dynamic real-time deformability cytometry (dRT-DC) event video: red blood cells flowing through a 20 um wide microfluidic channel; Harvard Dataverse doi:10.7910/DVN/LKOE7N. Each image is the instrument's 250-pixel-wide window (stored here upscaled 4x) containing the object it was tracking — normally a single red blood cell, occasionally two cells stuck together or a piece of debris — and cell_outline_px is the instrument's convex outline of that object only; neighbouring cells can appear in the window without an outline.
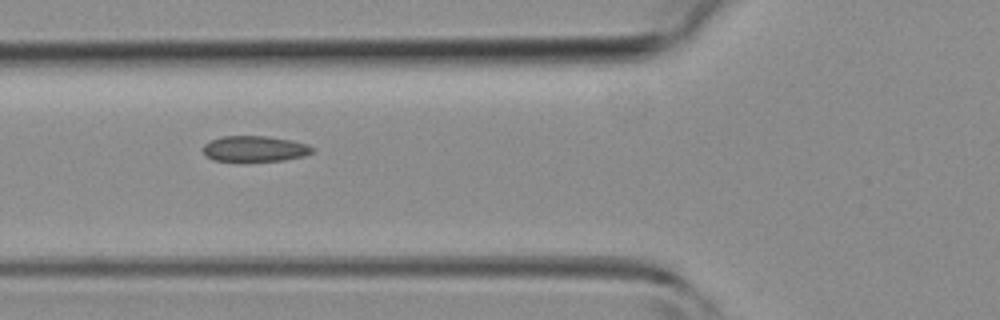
{"species": "common noctule bat (a hibernating species)", "species_latin": "Nyctalus noctula", "temperature_condition": "room temperature", "stored_images_in_passage": 5, "camera_frame_rate_fps": 3000, "um_per_image_px": 0.085, "animal": {"sex": "female", "body_mass_g": 19.3, "forearm_length_mm": 54.1}, "frame": {"image": 1, "passage_image": 5, "time_ms": 4.333, "image_size_px": [1000, 320], "cell_outline_px": [[316, 148], [312, 152], [304, 156], [284, 160], [244, 164], [240, 164], [212, 160], [204, 152], [204, 144], [220, 136], [268, 136], [292, 140], [308, 144]], "centroid_in_image_um": [21.66, 12.69], "position_along_channel_um": 104.1, "area_um2": 17.28}}